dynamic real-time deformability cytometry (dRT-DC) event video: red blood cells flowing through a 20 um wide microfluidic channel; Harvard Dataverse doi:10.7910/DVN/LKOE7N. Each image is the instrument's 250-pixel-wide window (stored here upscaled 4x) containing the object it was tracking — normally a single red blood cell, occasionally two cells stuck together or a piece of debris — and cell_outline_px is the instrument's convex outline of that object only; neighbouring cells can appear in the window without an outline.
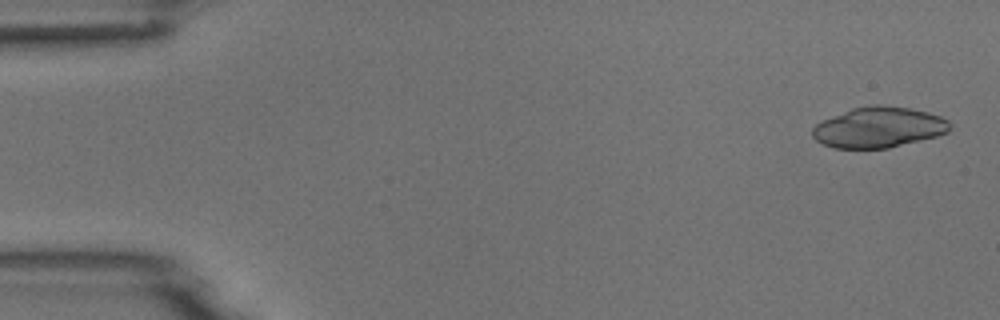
{"species": "common noctule bat (a hibernating species)", "species_latin": "Nyctalus noctula", "temperature_condition": "room temperature", "stored_images_in_passage": 5, "camera_frame_rate_fps": 3000, "um_per_image_px": 0.085, "animal": {"sex": "male", "body_mass_g": 18.8}, "frame": {"image": 1, "passage_image": 1, "time_ms": 0.0, "image_size_px": [1000, 320], "cell_outline_px": [[952, 124], [948, 132], [936, 136], [888, 148], [832, 148], [816, 140], [812, 136], [812, 128], [816, 124], [824, 120], [852, 108], [872, 104], [876, 104], [908, 108], [928, 112], [940, 116], [948, 120]], "centroid_in_image_um": [74.69, 10.82], "position_along_channel_um": 10.3, "area_um2": 32.37}}